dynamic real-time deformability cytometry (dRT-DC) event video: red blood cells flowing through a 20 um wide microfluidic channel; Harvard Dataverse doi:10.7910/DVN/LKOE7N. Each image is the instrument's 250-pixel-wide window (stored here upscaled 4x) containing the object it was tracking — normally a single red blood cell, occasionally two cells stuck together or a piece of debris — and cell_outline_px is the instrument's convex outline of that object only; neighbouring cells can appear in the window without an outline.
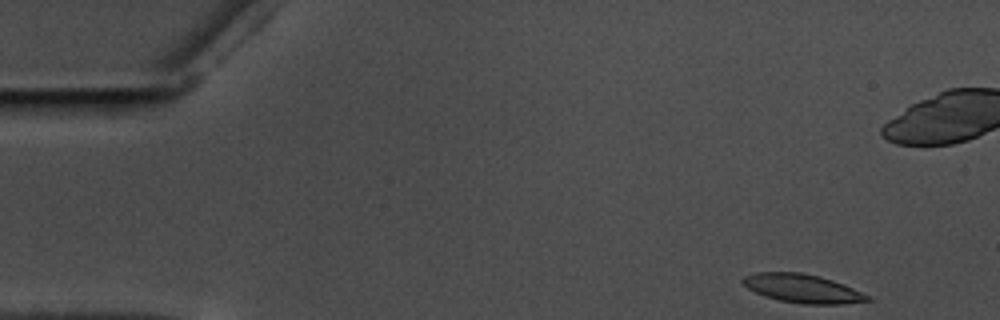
{"species": "common noctule bat (a hibernating species)", "species_latin": "Nyctalus noctula", "temperature_condition": "warm", "stored_images_in_passage": 47, "camera_frame_rate_fps": 3000, "um_per_image_px": 0.085, "animal": {"sex": "male", "body_mass_g": 17.5, "forearm_length_mm": 52.3}, "frame": {"image": 1, "passage_image": 1, "time_ms": 0.0, "image_size_px": [1000, 320], "cell_outline_px": [[872, 300], [844, 304], [804, 304], [780, 300], [764, 296], [740, 284], [740, 280], [744, 276], [756, 272], [800, 272], [820, 276], [844, 284], [872, 296]], "centroid_in_image_um": [68.22, 24.52], "position_along_channel_um": 16.8, "area_um2": 20.98}}
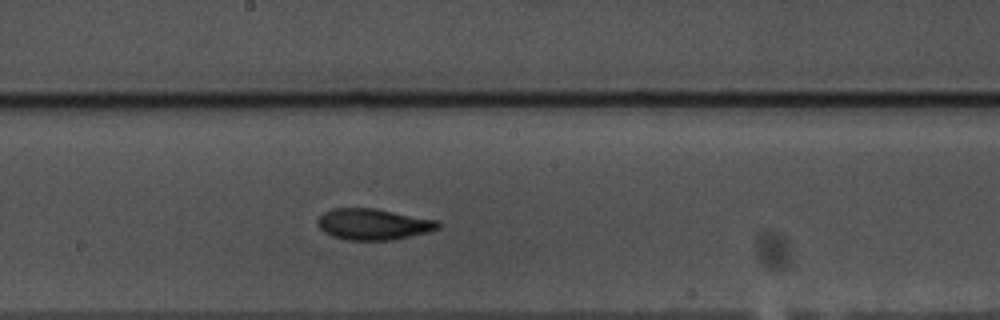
{"frame": {"image": 2, "passage_image": 27, "time_ms": 8.667, "image_size_px": [1000, 320], "cell_outline_px": [[440, 228], [428, 232], [392, 240], [344, 240], [332, 236], [324, 232], [320, 228], [320, 216], [324, 212], [332, 208], [376, 208], [440, 220]], "centroid_in_image_um": [31.79, 19.05], "position_along_channel_um": 216.4, "area_um2": 21.96}}
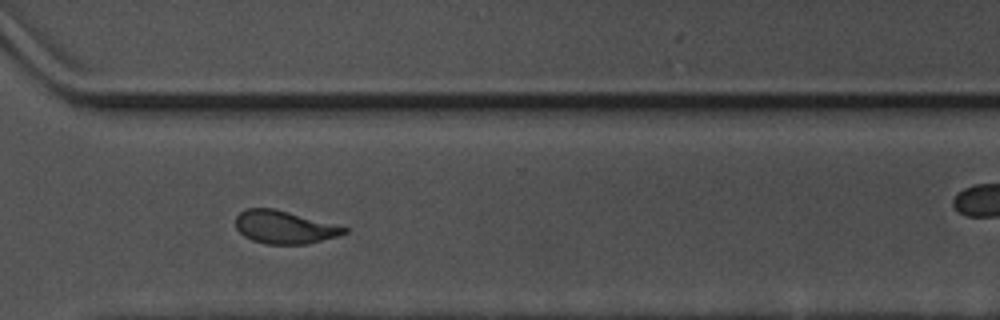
{"frame": {"image": 3, "passage_image": 38, "time_ms": 12.333, "image_size_px": [1000, 320], "cell_outline_px": [[348, 232], [340, 236], [308, 244], [268, 244], [252, 240], [244, 236], [236, 228], [236, 216], [240, 212], [248, 208], [272, 208], [288, 212], [348, 228]], "centroid_in_image_um": [24.17, 19.32], "position_along_channel_um": 346.4, "area_um2": 20.63}, "authors_computed_cell_mechanics": {"area_um2": 21.386, "velocity_mm_per_s": 3.5374, "shape_relaxation_time_tau1_ms": 4.2733, "shape_relaxation_time_tau2_ms": 2.7349, "deformation_change_tau1": 0.167, "deformation_change_tau2": 0.1026}}